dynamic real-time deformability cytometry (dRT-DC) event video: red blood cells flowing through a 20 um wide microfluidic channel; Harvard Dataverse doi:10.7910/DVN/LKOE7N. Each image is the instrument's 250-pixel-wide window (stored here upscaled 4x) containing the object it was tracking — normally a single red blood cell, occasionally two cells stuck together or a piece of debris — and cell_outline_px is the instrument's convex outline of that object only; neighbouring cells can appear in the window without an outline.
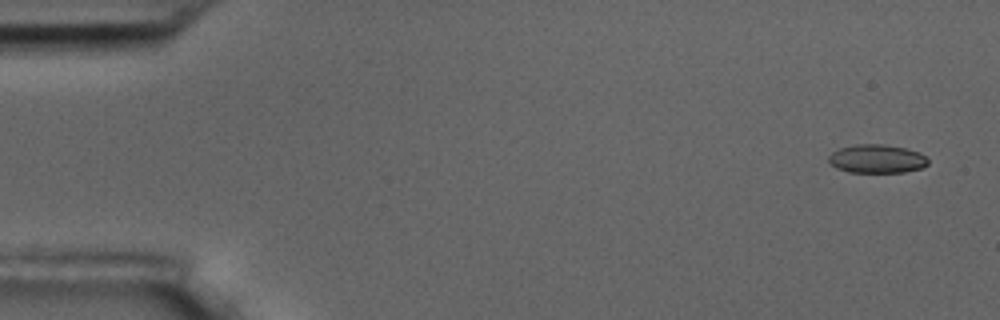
{"species": "common noctule bat (a hibernating species)", "species_latin": "Nyctalus noctula", "temperature_condition": "room temperature", "stored_images_in_passage": 5, "camera_frame_rate_fps": 3000, "um_per_image_px": 0.085, "animal": {"sex": "male", "body_mass_g": 17.5, "forearm_length_mm": 52.3}, "frame": {"image": 1, "passage_image": 1, "time_ms": 0.0, "image_size_px": [1000, 320], "cell_outline_px": [[928, 164], [920, 168], [904, 172], [848, 172], [836, 168], [828, 160], [828, 156], [832, 152], [840, 148], [856, 144], [880, 144], [904, 148], [920, 152], [928, 160]], "centroid_in_image_um": [74.51, 13.5], "position_along_channel_um": 10.5, "area_um2": 16.42}}
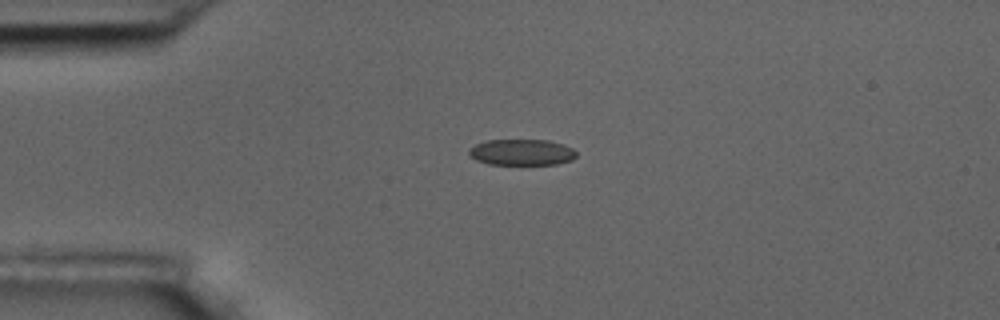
{"frame": {"image": 2, "passage_image": 4, "time_ms": 3.667, "image_size_px": [1000, 320], "cell_outline_px": [[576, 156], [572, 160], [556, 164], [488, 164], [476, 160], [468, 152], [468, 148], [476, 144], [488, 140], [548, 140], [564, 144], [572, 148], [576, 152]], "centroid_in_image_um": [44.35, 12.94], "position_along_channel_um": 40.6, "area_um2": 16.3}}